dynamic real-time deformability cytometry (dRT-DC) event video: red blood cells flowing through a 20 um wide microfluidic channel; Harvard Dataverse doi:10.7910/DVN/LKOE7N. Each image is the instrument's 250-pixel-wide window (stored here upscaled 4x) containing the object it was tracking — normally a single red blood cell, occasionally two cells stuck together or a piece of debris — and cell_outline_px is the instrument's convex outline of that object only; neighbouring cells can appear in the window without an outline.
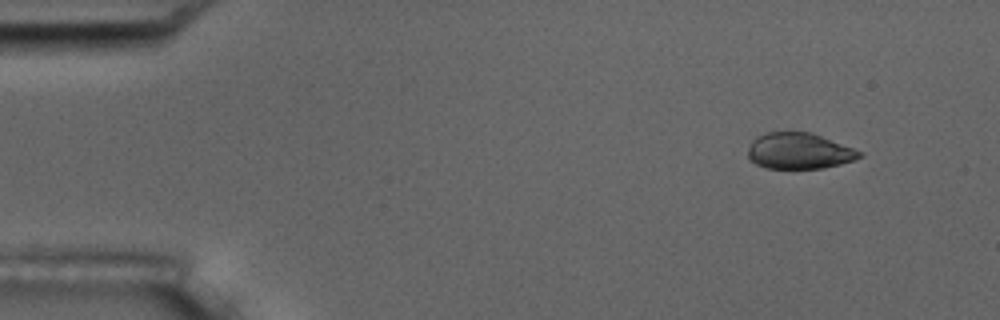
{"species": "common noctule bat (a hibernating species)", "species_latin": "Nyctalus noctula", "temperature_condition": "room temperature", "stored_images_in_passage": 4, "camera_frame_rate_fps": 3000, "um_per_image_px": 0.085, "animal": {"sex": "male", "body_mass_g": 17.5, "forearm_length_mm": 52.3}, "frame": {"image": 1, "passage_image": 1, "time_ms": 0.0, "image_size_px": [1000, 320], "cell_outline_px": [[864, 156], [856, 160], [824, 168], [768, 168], [756, 164], [748, 160], [748, 148], [752, 140], [756, 136], [768, 132], [812, 132], [864, 152]], "centroid_in_image_um": [67.95, 12.83], "position_along_channel_um": 17.1, "area_um2": 23.7}}